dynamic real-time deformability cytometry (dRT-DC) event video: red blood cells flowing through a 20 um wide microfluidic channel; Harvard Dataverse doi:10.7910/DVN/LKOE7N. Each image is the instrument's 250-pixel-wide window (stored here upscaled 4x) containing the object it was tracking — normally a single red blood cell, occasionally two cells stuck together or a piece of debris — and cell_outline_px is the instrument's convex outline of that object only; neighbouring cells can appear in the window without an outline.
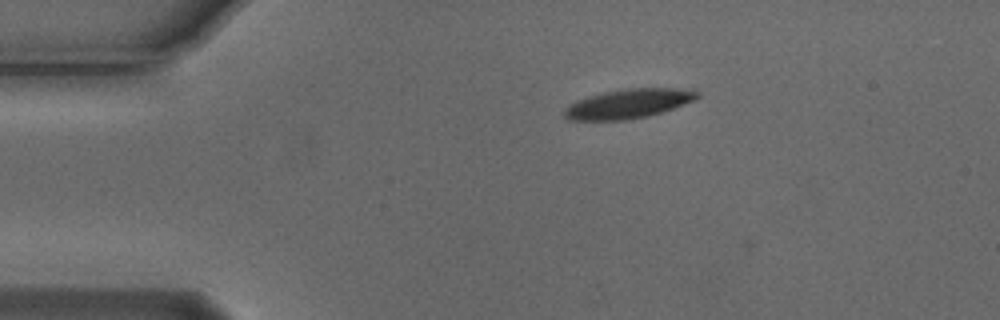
{"species": "Egyptian fruit bat (a non-hibernating species)", "species_latin": "Rousettus aegyptiacus", "temperature_condition": "cold", "stored_images_in_passage": 37, "camera_frame_rate_fps": 3000, "um_per_image_px": 0.085, "animal": {"sex": "male"}, "frame": {"image": 1, "passage_image": 1, "time_ms": 0.0, "image_size_px": [1000, 320], "cell_outline_px": [[700, 96], [696, 100], [648, 116], [628, 120], [568, 120], [564, 116], [564, 108], [576, 100], [588, 96], [604, 92], [624, 88], [676, 88], [700, 92]], "centroid_in_image_um": [53.39, 8.81], "position_along_channel_um": 31.6, "area_um2": 22.72}}
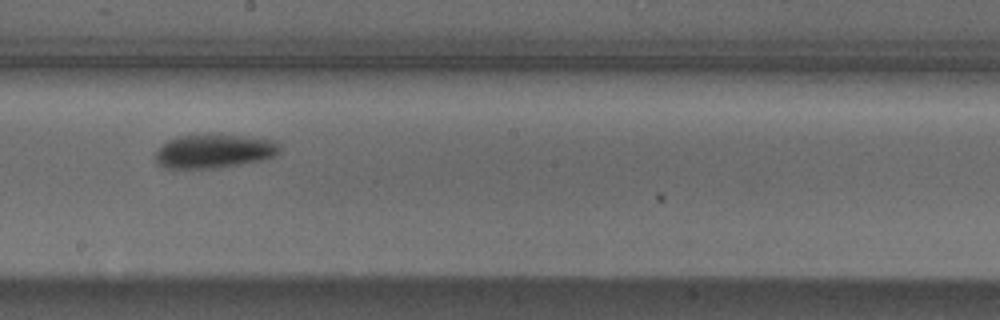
{"frame": {"image": 2, "passage_image": 21, "time_ms": 6.667, "image_size_px": [1000, 320], "cell_outline_px": [[280, 152], [276, 156], [260, 160], [240, 164], [216, 168], [164, 168], [156, 164], [156, 152], [168, 140], [180, 136], [208, 132], [212, 132], [276, 140], [280, 144]], "centroid_in_image_um": [18.22, 12.82], "position_along_channel_um": 230.0, "area_um2": 25.09}}
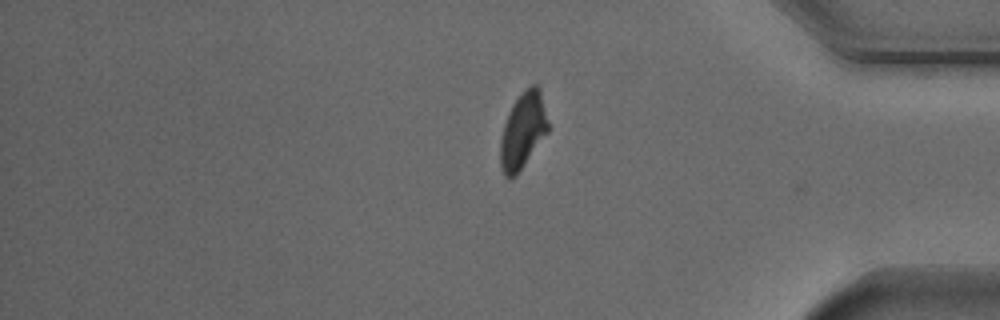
{"frame": {"image": 3, "passage_image": 36, "time_ms": 11.667, "image_size_px": [1000, 320], "cell_outline_px": [[548, 132], [516, 176], [504, 176], [500, 168], [500, 136], [508, 112], [512, 104], [532, 84], [536, 84], [540, 88], [548, 124]], "centroid_in_image_um": [44.43, 11.13], "position_along_channel_um": 390.8, "area_um2": 20.92}, "authors_computed_cell_mechanics": {"area_um2": 24.0448, "velocity_mm_per_s": 3.7082, "shape_relaxation_time_tau1_ms": 3.6476, "shape_relaxation_time_tau2_ms": null, "deformation_change_tau1": 0.1303, "deformation_change_tau2": null}}